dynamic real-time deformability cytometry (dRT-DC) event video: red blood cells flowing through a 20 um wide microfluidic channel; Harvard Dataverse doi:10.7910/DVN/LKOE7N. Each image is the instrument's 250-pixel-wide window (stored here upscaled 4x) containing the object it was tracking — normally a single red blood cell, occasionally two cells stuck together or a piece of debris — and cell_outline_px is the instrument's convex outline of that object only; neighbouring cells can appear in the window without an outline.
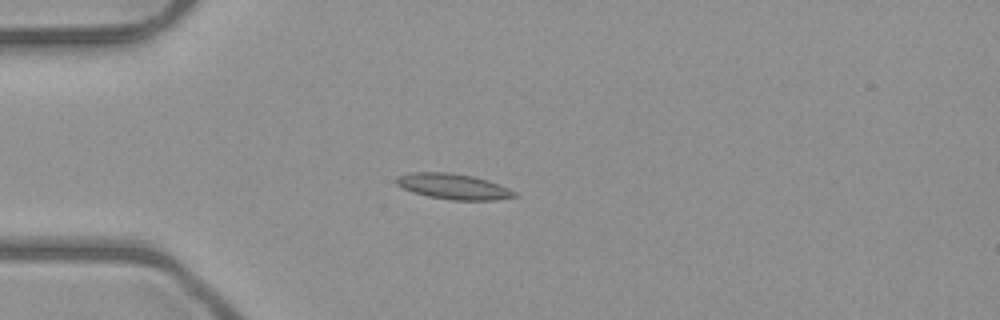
{"species": "common noctule bat (a hibernating species)", "species_latin": "Nyctalus noctula", "temperature_condition": "room temperature", "stored_images_in_passage": 5, "camera_frame_rate_fps": 3000, "um_per_image_px": 0.085, "animal": {"sex": "male", "body_mass_g": 23.1, "forearm_length_mm": 52.7}, "frame": {"image": 1, "passage_image": 4, "time_ms": 4.333, "image_size_px": [1000, 320], "cell_outline_px": [[520, 196], [496, 200], [452, 200], [428, 196], [412, 192], [396, 184], [392, 180], [396, 176], [408, 172], [452, 172], [472, 176], [488, 180], [508, 188], [516, 192]], "centroid_in_image_um": [38.51, 15.84], "position_along_channel_um": 46.5, "area_um2": 17.86}}